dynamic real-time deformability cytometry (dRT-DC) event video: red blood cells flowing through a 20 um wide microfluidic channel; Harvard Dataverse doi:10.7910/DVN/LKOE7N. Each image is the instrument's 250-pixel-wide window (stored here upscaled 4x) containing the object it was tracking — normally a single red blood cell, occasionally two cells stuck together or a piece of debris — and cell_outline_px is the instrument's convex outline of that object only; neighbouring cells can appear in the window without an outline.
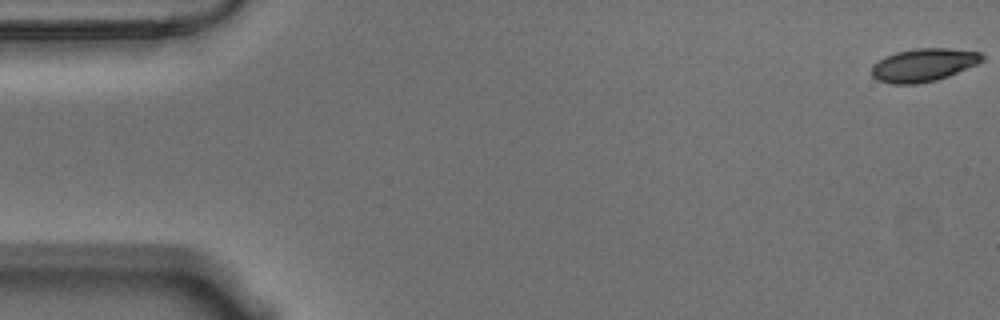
{"species": "Egyptian fruit bat (a non-hibernating species)", "species_latin": "Rousettus aegyptiacus", "temperature_condition": "warm", "stored_images_in_passage": 14, "camera_frame_rate_fps": 3000, "um_per_image_px": 0.085, "animal": {"sex": "male"}, "frame": {"image": 1, "passage_image": 1, "time_ms": 0.0, "image_size_px": [1000, 320], "cell_outline_px": [[984, 60], [976, 64], [948, 76], [936, 80], [916, 84], [892, 84], [876, 80], [872, 76], [872, 64], [884, 56], [896, 52], [916, 48], [948, 48], [980, 52], [984, 56]], "centroid_in_image_um": [78.46, 5.52], "position_along_channel_um": 6.5, "area_um2": 21.33}}